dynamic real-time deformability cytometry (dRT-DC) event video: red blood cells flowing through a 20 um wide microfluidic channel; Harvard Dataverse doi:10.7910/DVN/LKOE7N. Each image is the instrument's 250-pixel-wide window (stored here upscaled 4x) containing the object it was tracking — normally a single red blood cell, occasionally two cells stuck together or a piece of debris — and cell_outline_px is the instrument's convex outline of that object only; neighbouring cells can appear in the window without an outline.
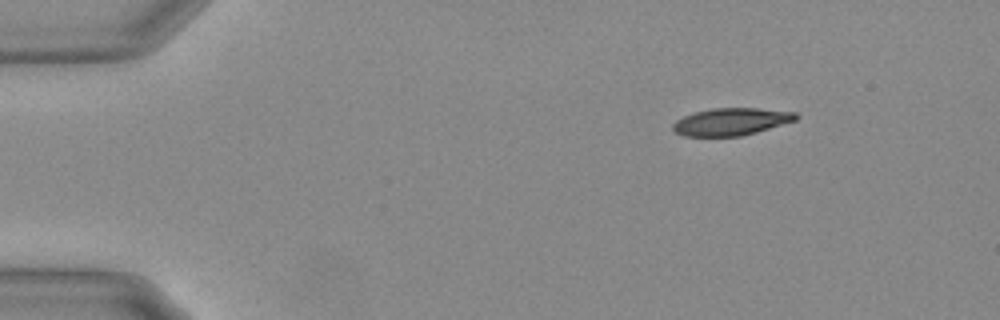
{"species": "Egyptian fruit bat (a non-hibernating species)", "species_latin": "Rousettus aegyptiacus", "temperature_condition": "warm", "stored_images_in_passage": 49, "camera_frame_rate_fps": 3000, "um_per_image_px": 0.085, "animal": {"sex": "female"}, "frame": {"image": 1, "passage_image": 1, "time_ms": 0.0, "image_size_px": [1000, 320], "cell_outline_px": [[800, 116], [796, 120], [756, 132], [740, 136], [684, 136], [676, 132], [672, 128], [672, 124], [676, 120], [684, 116], [696, 112], [712, 108], [756, 108], [796, 112]], "centroid_in_image_um": [62.15, 10.34], "position_along_channel_um": 22.8, "area_um2": 19.48}}
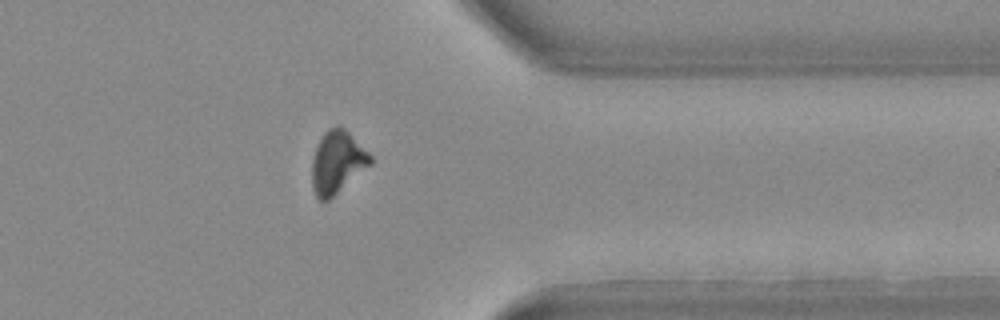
{"frame": {"image": 2, "passage_image": 38, "time_ms": 12.333, "image_size_px": [1000, 320], "cell_outline_px": [[372, 164], [328, 200], [320, 200], [316, 196], [312, 188], [312, 156], [324, 132], [328, 128], [344, 128], [372, 156]], "centroid_in_image_um": [28.66, 13.81], "position_along_channel_um": 382.7, "area_um2": 20.92}}
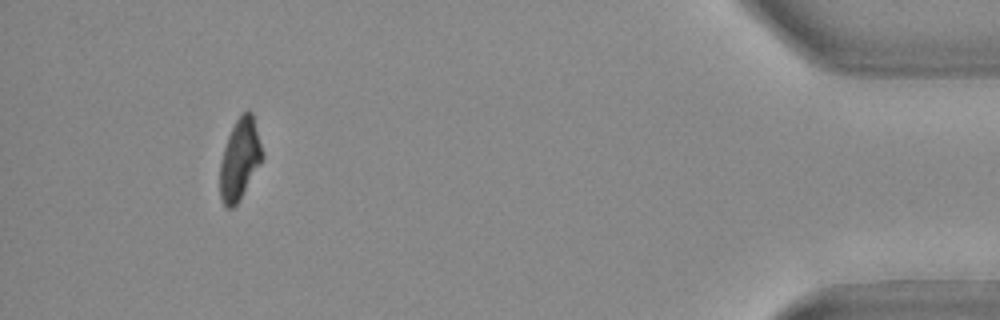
{"frame": {"image": 3, "passage_image": 45, "time_ms": 14.667, "image_size_px": [1000, 320], "cell_outline_px": [[264, 160], [236, 204], [232, 208], [228, 208], [224, 204], [220, 196], [220, 160], [228, 136], [236, 120], [248, 108], [252, 112], [264, 156]], "centroid_in_image_um": [20.39, 13.53], "position_along_channel_um": 414.8, "area_um2": 19.88}, "authors_computed_cell_mechanics": {"area_um2": 21.5594, "velocity_mm_per_s": 3.7028, "shape_relaxation_time_tau1_ms": null, "shape_relaxation_time_tau2_ms": 9.9592, "deformation_change_tau1": null, "deformation_change_tau2": 0.1784}}